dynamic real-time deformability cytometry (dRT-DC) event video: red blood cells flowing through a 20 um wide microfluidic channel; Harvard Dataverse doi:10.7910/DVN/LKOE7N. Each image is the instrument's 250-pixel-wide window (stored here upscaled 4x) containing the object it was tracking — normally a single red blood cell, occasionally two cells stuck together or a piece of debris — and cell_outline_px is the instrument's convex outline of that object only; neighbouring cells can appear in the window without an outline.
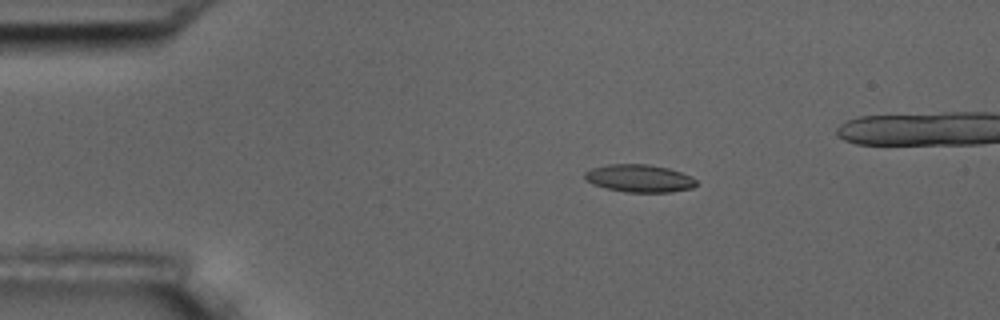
{"species": "common noctule bat (a hibernating species)", "species_latin": "Nyctalus noctula", "temperature_condition": "room temperature", "stored_images_in_passage": 4, "camera_frame_rate_fps": 3000, "um_per_image_px": 0.085, "animal": {"sex": "male", "body_mass_g": 17.5, "forearm_length_mm": 52.3}, "frame": {"image": 1, "passage_image": 3, "time_ms": 0.667, "image_size_px": [1000, 320], "cell_outline_px": [[696, 184], [692, 188], [672, 192], [624, 192], [592, 184], [584, 180], [584, 172], [592, 168], [608, 164], [648, 164], [668, 168], [692, 176], [696, 180]], "centroid_in_image_um": [54.32, 15.16], "position_along_channel_um": 30.7, "area_um2": 18.03}}